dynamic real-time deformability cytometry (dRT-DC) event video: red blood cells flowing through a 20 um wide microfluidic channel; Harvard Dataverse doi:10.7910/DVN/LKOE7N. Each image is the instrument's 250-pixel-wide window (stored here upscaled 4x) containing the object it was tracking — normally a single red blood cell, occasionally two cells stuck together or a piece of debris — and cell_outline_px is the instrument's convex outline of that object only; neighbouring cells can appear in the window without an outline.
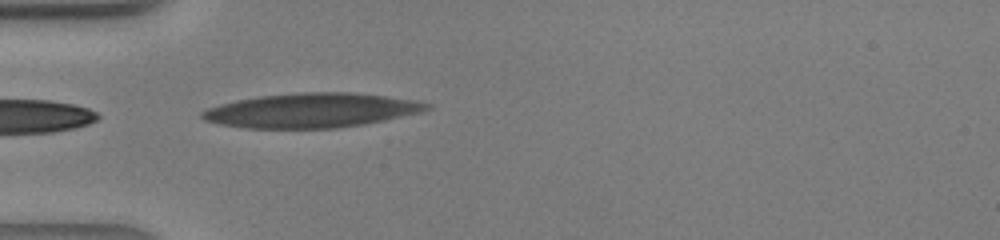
{"species": "human", "species_latin": "Homo sapiens", "temperature_condition": "warm", "stored_images_in_passage": 12, "camera_frame_rate_fps": 3000, "um_per_image_px": 0.085, "donor": {"sex": "male"}, "frame": {"image": 1, "passage_image": 12, "time_ms": 3.667, "image_size_px": [1000, 240], "cell_outline_px": [[432, 108], [420, 112], [384, 120], [364, 124], [336, 128], [244, 128], [220, 124], [204, 120], [200, 116], [200, 112], [208, 108], [220, 104], [236, 100], [260, 96], [300, 92], [352, 92], [420, 100], [432, 104]], "centroid_in_image_um": [26.5, 9.38], "position_along_channel_um": 58.5, "area_um2": 45.2}}